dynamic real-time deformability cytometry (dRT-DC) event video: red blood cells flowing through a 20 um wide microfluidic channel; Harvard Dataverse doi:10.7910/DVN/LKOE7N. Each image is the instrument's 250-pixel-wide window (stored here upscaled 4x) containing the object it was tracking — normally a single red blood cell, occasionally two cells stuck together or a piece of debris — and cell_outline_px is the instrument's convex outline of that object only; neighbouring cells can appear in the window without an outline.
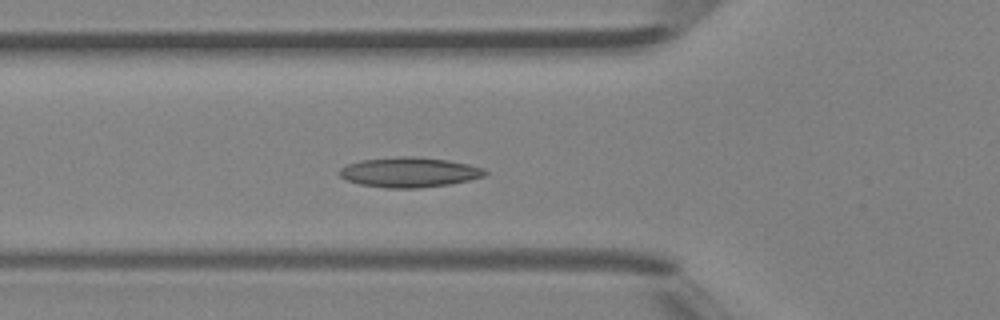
{"species": "Egyptian fruit bat (a non-hibernating species)", "species_latin": "Rousettus aegyptiacus", "temperature_condition": "room temperature", "stored_images_in_passage": 34, "segment_of_instrument_passage": [1, 2], "camera_frame_rate_fps": 3000, "um_per_image_px": 0.085, "animal": {"sex": "female"}, "frame": {"image": 1, "passage_image": 3, "time_ms": 0.667, "image_size_px": [1000, 320], "cell_outline_px": [[488, 172], [484, 176], [468, 180], [448, 184], [420, 188], [388, 188], [360, 184], [348, 180], [340, 176], [336, 172], [340, 168], [348, 164], [360, 160], [400, 156], [416, 156], [448, 160], [468, 164], [484, 168]], "centroid_in_image_um": [34.77, 14.63], "position_along_channel_um": 91.0, "area_um2": 25.43}}
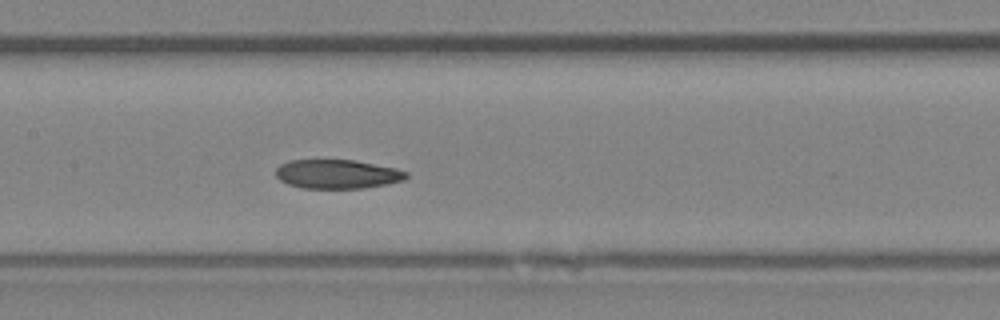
{"frame": {"image": 2, "passage_image": 9, "time_ms": 2.667, "image_size_px": [1000, 320], "cell_outline_px": [[408, 176], [404, 180], [388, 184], [364, 188], [300, 188], [288, 184], [280, 180], [276, 176], [276, 168], [280, 164], [288, 160], [356, 160], [396, 168], [408, 172]], "centroid_in_image_um": [28.67, 14.79], "position_along_channel_um": 178.7, "area_um2": 22.25}}
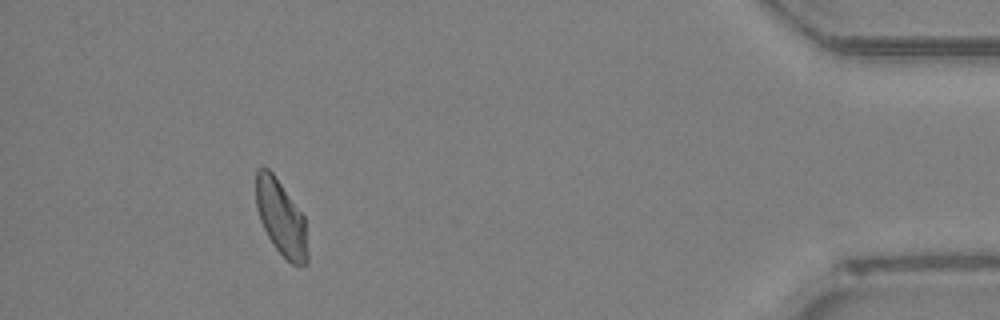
{"frame": {"image": 3, "passage_image": 29, "time_ms": 9.333, "image_size_px": [1000, 320], "cell_outline_px": [[308, 264], [292, 264], [276, 248], [268, 236], [260, 220], [256, 208], [256, 168], [268, 168], [272, 172], [304, 216], [308, 252]], "centroid_in_image_um": [23.89, 18.51], "position_along_channel_um": 411.3, "area_um2": 22.37}}